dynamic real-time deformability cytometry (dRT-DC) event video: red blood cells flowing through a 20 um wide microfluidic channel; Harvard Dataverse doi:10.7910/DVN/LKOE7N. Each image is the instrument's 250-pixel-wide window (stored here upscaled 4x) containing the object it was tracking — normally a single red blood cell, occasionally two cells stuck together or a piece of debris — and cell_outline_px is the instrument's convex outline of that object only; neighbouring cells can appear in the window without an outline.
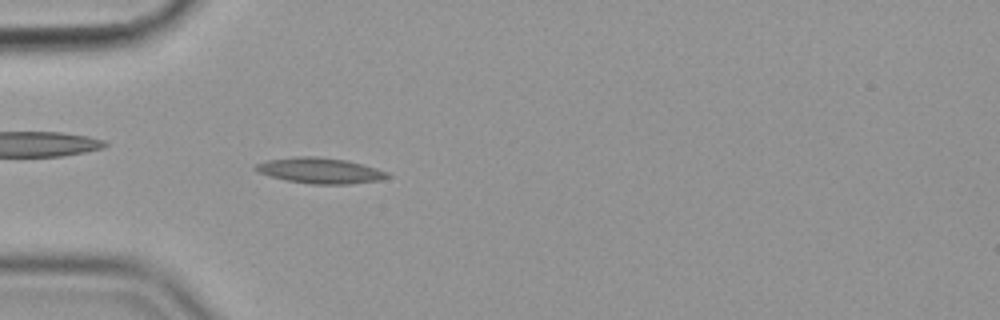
{"species": "common noctule bat (a hibernating species)", "species_latin": "Nyctalus noctula", "temperature_condition": "cold", "stored_images_in_passage": 55, "camera_frame_rate_fps": 3000, "um_per_image_px": 0.085, "animal": {"sex": "female", "body_mass_g": 19.9}, "frame": {"image": 1, "passage_image": 16, "time_ms": 5.0, "image_size_px": [1000, 320], "cell_outline_px": [[392, 176], [380, 180], [352, 184], [312, 184], [284, 180], [256, 172], [252, 168], [256, 164], [268, 160], [296, 156], [316, 156], [348, 160], [376, 168], [388, 172]], "centroid_in_image_um": [27.19, 14.5], "position_along_channel_um": 57.8, "area_um2": 19.94}}
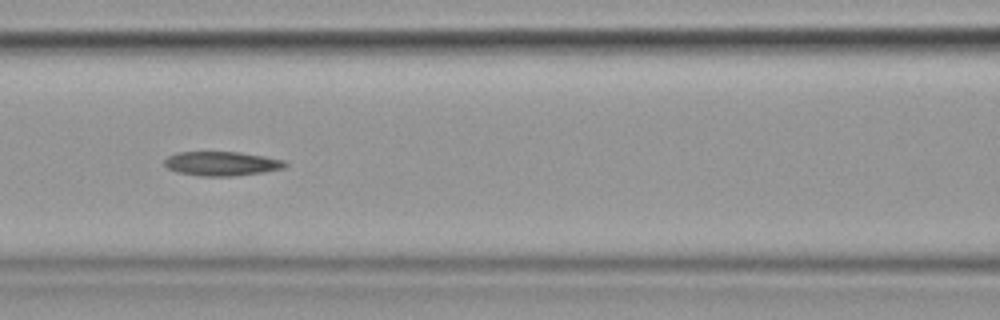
{"frame": {"image": 2, "passage_image": 24, "time_ms": 7.667, "image_size_px": [1000, 320], "cell_outline_px": [[288, 164], [284, 168], [264, 172], [232, 176], [200, 176], [176, 172], [168, 168], [164, 164], [164, 160], [168, 156], [176, 152], [240, 152], [264, 156], [284, 160]], "centroid_in_image_um": [18.84, 13.9], "position_along_channel_um": 147.8, "area_um2": 17.11}}
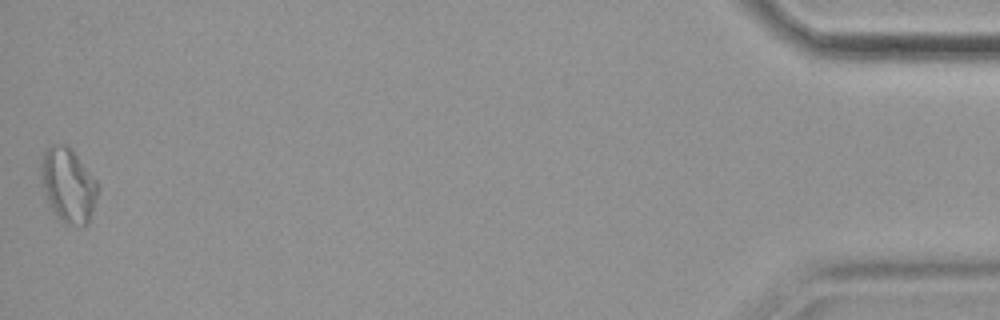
{"frame": {"image": 3, "passage_image": 55, "time_ms": 18.0, "image_size_px": [1000, 320], "cell_outline_px": [[100, 188], [88, 224], [72, 224], [60, 220], [56, 216], [40, 184], [40, 164], [44, 152], [52, 144], [64, 144], [76, 156], [96, 180]], "centroid_in_image_um": [5.78, 15.74], "position_along_channel_um": 429.4, "area_um2": 24.22}}